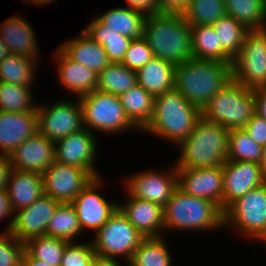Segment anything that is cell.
Returning a JSON list of instances; mask_svg holds the SVG:
<instances>
[{
    "label": "cell",
    "instance_id": "obj_26",
    "mask_svg": "<svg viewBox=\"0 0 266 266\" xmlns=\"http://www.w3.org/2000/svg\"><path fill=\"white\" fill-rule=\"evenodd\" d=\"M137 84L154 97L174 89L175 66L160 58H152L136 71Z\"/></svg>",
    "mask_w": 266,
    "mask_h": 266
},
{
    "label": "cell",
    "instance_id": "obj_33",
    "mask_svg": "<svg viewBox=\"0 0 266 266\" xmlns=\"http://www.w3.org/2000/svg\"><path fill=\"white\" fill-rule=\"evenodd\" d=\"M163 237L145 238L136 248L127 266H172V258Z\"/></svg>",
    "mask_w": 266,
    "mask_h": 266
},
{
    "label": "cell",
    "instance_id": "obj_29",
    "mask_svg": "<svg viewBox=\"0 0 266 266\" xmlns=\"http://www.w3.org/2000/svg\"><path fill=\"white\" fill-rule=\"evenodd\" d=\"M191 49L194 58L232 63L233 58L222 48L212 25L191 26Z\"/></svg>",
    "mask_w": 266,
    "mask_h": 266
},
{
    "label": "cell",
    "instance_id": "obj_49",
    "mask_svg": "<svg viewBox=\"0 0 266 266\" xmlns=\"http://www.w3.org/2000/svg\"><path fill=\"white\" fill-rule=\"evenodd\" d=\"M12 165L7 156L0 155V190H6Z\"/></svg>",
    "mask_w": 266,
    "mask_h": 266
},
{
    "label": "cell",
    "instance_id": "obj_53",
    "mask_svg": "<svg viewBox=\"0 0 266 266\" xmlns=\"http://www.w3.org/2000/svg\"><path fill=\"white\" fill-rule=\"evenodd\" d=\"M260 166H261L262 174L264 178L266 179V145L263 147V154H262Z\"/></svg>",
    "mask_w": 266,
    "mask_h": 266
},
{
    "label": "cell",
    "instance_id": "obj_28",
    "mask_svg": "<svg viewBox=\"0 0 266 266\" xmlns=\"http://www.w3.org/2000/svg\"><path fill=\"white\" fill-rule=\"evenodd\" d=\"M118 97L130 121L143 130L153 117L154 96L136 84Z\"/></svg>",
    "mask_w": 266,
    "mask_h": 266
},
{
    "label": "cell",
    "instance_id": "obj_8",
    "mask_svg": "<svg viewBox=\"0 0 266 266\" xmlns=\"http://www.w3.org/2000/svg\"><path fill=\"white\" fill-rule=\"evenodd\" d=\"M95 235L91 242L96 255L114 259L123 257L127 262L131 260L134 251L145 239L119 208Z\"/></svg>",
    "mask_w": 266,
    "mask_h": 266
},
{
    "label": "cell",
    "instance_id": "obj_19",
    "mask_svg": "<svg viewBox=\"0 0 266 266\" xmlns=\"http://www.w3.org/2000/svg\"><path fill=\"white\" fill-rule=\"evenodd\" d=\"M60 204L52 197L43 195L37 201L15 212L12 235L21 242L46 235V228Z\"/></svg>",
    "mask_w": 266,
    "mask_h": 266
},
{
    "label": "cell",
    "instance_id": "obj_45",
    "mask_svg": "<svg viewBox=\"0 0 266 266\" xmlns=\"http://www.w3.org/2000/svg\"><path fill=\"white\" fill-rule=\"evenodd\" d=\"M130 9L143 13L144 15H155L160 13L157 0H126Z\"/></svg>",
    "mask_w": 266,
    "mask_h": 266
},
{
    "label": "cell",
    "instance_id": "obj_35",
    "mask_svg": "<svg viewBox=\"0 0 266 266\" xmlns=\"http://www.w3.org/2000/svg\"><path fill=\"white\" fill-rule=\"evenodd\" d=\"M36 63V59L9 54L0 62V81L30 86L34 83Z\"/></svg>",
    "mask_w": 266,
    "mask_h": 266
},
{
    "label": "cell",
    "instance_id": "obj_51",
    "mask_svg": "<svg viewBox=\"0 0 266 266\" xmlns=\"http://www.w3.org/2000/svg\"><path fill=\"white\" fill-rule=\"evenodd\" d=\"M117 259L101 257L95 254V266H120Z\"/></svg>",
    "mask_w": 266,
    "mask_h": 266
},
{
    "label": "cell",
    "instance_id": "obj_1",
    "mask_svg": "<svg viewBox=\"0 0 266 266\" xmlns=\"http://www.w3.org/2000/svg\"><path fill=\"white\" fill-rule=\"evenodd\" d=\"M232 63L191 58L175 66L174 88L201 111L232 80Z\"/></svg>",
    "mask_w": 266,
    "mask_h": 266
},
{
    "label": "cell",
    "instance_id": "obj_13",
    "mask_svg": "<svg viewBox=\"0 0 266 266\" xmlns=\"http://www.w3.org/2000/svg\"><path fill=\"white\" fill-rule=\"evenodd\" d=\"M102 178H93L88 185L73 199L74 206L82 233L85 229H94L96 233L118 209V202H107L100 195L99 188L102 186Z\"/></svg>",
    "mask_w": 266,
    "mask_h": 266
},
{
    "label": "cell",
    "instance_id": "obj_52",
    "mask_svg": "<svg viewBox=\"0 0 266 266\" xmlns=\"http://www.w3.org/2000/svg\"><path fill=\"white\" fill-rule=\"evenodd\" d=\"M9 54L10 53L8 51L7 45L0 37V62Z\"/></svg>",
    "mask_w": 266,
    "mask_h": 266
},
{
    "label": "cell",
    "instance_id": "obj_10",
    "mask_svg": "<svg viewBox=\"0 0 266 266\" xmlns=\"http://www.w3.org/2000/svg\"><path fill=\"white\" fill-rule=\"evenodd\" d=\"M226 225L254 240L266 234V182L238 198L224 211Z\"/></svg>",
    "mask_w": 266,
    "mask_h": 266
},
{
    "label": "cell",
    "instance_id": "obj_2",
    "mask_svg": "<svg viewBox=\"0 0 266 266\" xmlns=\"http://www.w3.org/2000/svg\"><path fill=\"white\" fill-rule=\"evenodd\" d=\"M143 38L154 57L173 64H182L193 58L191 25L182 13H158L145 20Z\"/></svg>",
    "mask_w": 266,
    "mask_h": 266
},
{
    "label": "cell",
    "instance_id": "obj_22",
    "mask_svg": "<svg viewBox=\"0 0 266 266\" xmlns=\"http://www.w3.org/2000/svg\"><path fill=\"white\" fill-rule=\"evenodd\" d=\"M58 48L55 59L59 63L57 76H59L61 86L66 88V91L75 93L76 98L96 90L98 74L72 60L60 47Z\"/></svg>",
    "mask_w": 266,
    "mask_h": 266
},
{
    "label": "cell",
    "instance_id": "obj_4",
    "mask_svg": "<svg viewBox=\"0 0 266 266\" xmlns=\"http://www.w3.org/2000/svg\"><path fill=\"white\" fill-rule=\"evenodd\" d=\"M201 116V110L174 88L154 97L153 117L142 131L178 145Z\"/></svg>",
    "mask_w": 266,
    "mask_h": 266
},
{
    "label": "cell",
    "instance_id": "obj_55",
    "mask_svg": "<svg viewBox=\"0 0 266 266\" xmlns=\"http://www.w3.org/2000/svg\"><path fill=\"white\" fill-rule=\"evenodd\" d=\"M260 241H264V243H266V234L260 239Z\"/></svg>",
    "mask_w": 266,
    "mask_h": 266
},
{
    "label": "cell",
    "instance_id": "obj_46",
    "mask_svg": "<svg viewBox=\"0 0 266 266\" xmlns=\"http://www.w3.org/2000/svg\"><path fill=\"white\" fill-rule=\"evenodd\" d=\"M14 210L12 209L11 202L7 190H0V221L5 219L6 217L9 218L12 216V220L10 221L9 225H7V229L5 232H11L13 223H14Z\"/></svg>",
    "mask_w": 266,
    "mask_h": 266
},
{
    "label": "cell",
    "instance_id": "obj_6",
    "mask_svg": "<svg viewBox=\"0 0 266 266\" xmlns=\"http://www.w3.org/2000/svg\"><path fill=\"white\" fill-rule=\"evenodd\" d=\"M201 112L205 119L228 130L244 128L255 114L252 89L232 79L210 99Z\"/></svg>",
    "mask_w": 266,
    "mask_h": 266
},
{
    "label": "cell",
    "instance_id": "obj_38",
    "mask_svg": "<svg viewBox=\"0 0 266 266\" xmlns=\"http://www.w3.org/2000/svg\"><path fill=\"white\" fill-rule=\"evenodd\" d=\"M191 25H213L226 14L224 0H189L182 13Z\"/></svg>",
    "mask_w": 266,
    "mask_h": 266
},
{
    "label": "cell",
    "instance_id": "obj_44",
    "mask_svg": "<svg viewBox=\"0 0 266 266\" xmlns=\"http://www.w3.org/2000/svg\"><path fill=\"white\" fill-rule=\"evenodd\" d=\"M249 137L261 147L266 145V120L254 114L243 128Z\"/></svg>",
    "mask_w": 266,
    "mask_h": 266
},
{
    "label": "cell",
    "instance_id": "obj_17",
    "mask_svg": "<svg viewBox=\"0 0 266 266\" xmlns=\"http://www.w3.org/2000/svg\"><path fill=\"white\" fill-rule=\"evenodd\" d=\"M223 211L247 192L266 182L258 163L229 161L222 165Z\"/></svg>",
    "mask_w": 266,
    "mask_h": 266
},
{
    "label": "cell",
    "instance_id": "obj_54",
    "mask_svg": "<svg viewBox=\"0 0 266 266\" xmlns=\"http://www.w3.org/2000/svg\"><path fill=\"white\" fill-rule=\"evenodd\" d=\"M29 4V2H31V4H36V5H46V4H50L51 2H54L55 0H26Z\"/></svg>",
    "mask_w": 266,
    "mask_h": 266
},
{
    "label": "cell",
    "instance_id": "obj_5",
    "mask_svg": "<svg viewBox=\"0 0 266 266\" xmlns=\"http://www.w3.org/2000/svg\"><path fill=\"white\" fill-rule=\"evenodd\" d=\"M164 229L209 230L224 227V211L214 202L186 194L179 187L163 207Z\"/></svg>",
    "mask_w": 266,
    "mask_h": 266
},
{
    "label": "cell",
    "instance_id": "obj_31",
    "mask_svg": "<svg viewBox=\"0 0 266 266\" xmlns=\"http://www.w3.org/2000/svg\"><path fill=\"white\" fill-rule=\"evenodd\" d=\"M224 1L226 14L238 20L248 30L266 29V0Z\"/></svg>",
    "mask_w": 266,
    "mask_h": 266
},
{
    "label": "cell",
    "instance_id": "obj_3",
    "mask_svg": "<svg viewBox=\"0 0 266 266\" xmlns=\"http://www.w3.org/2000/svg\"><path fill=\"white\" fill-rule=\"evenodd\" d=\"M229 130L201 116L179 146L176 168L222 166L227 161ZM182 148V149H181Z\"/></svg>",
    "mask_w": 266,
    "mask_h": 266
},
{
    "label": "cell",
    "instance_id": "obj_20",
    "mask_svg": "<svg viewBox=\"0 0 266 266\" xmlns=\"http://www.w3.org/2000/svg\"><path fill=\"white\" fill-rule=\"evenodd\" d=\"M37 132V111H0V155L9 157L24 140Z\"/></svg>",
    "mask_w": 266,
    "mask_h": 266
},
{
    "label": "cell",
    "instance_id": "obj_24",
    "mask_svg": "<svg viewBox=\"0 0 266 266\" xmlns=\"http://www.w3.org/2000/svg\"><path fill=\"white\" fill-rule=\"evenodd\" d=\"M7 193L14 212L28 207L44 195L42 174L12 169L8 178Z\"/></svg>",
    "mask_w": 266,
    "mask_h": 266
},
{
    "label": "cell",
    "instance_id": "obj_32",
    "mask_svg": "<svg viewBox=\"0 0 266 266\" xmlns=\"http://www.w3.org/2000/svg\"><path fill=\"white\" fill-rule=\"evenodd\" d=\"M137 84V73L122 63H110L97 78L96 90L119 96Z\"/></svg>",
    "mask_w": 266,
    "mask_h": 266
},
{
    "label": "cell",
    "instance_id": "obj_43",
    "mask_svg": "<svg viewBox=\"0 0 266 266\" xmlns=\"http://www.w3.org/2000/svg\"><path fill=\"white\" fill-rule=\"evenodd\" d=\"M152 58H154V55L146 40L143 37L136 38L130 43L122 64L131 70L137 71Z\"/></svg>",
    "mask_w": 266,
    "mask_h": 266
},
{
    "label": "cell",
    "instance_id": "obj_48",
    "mask_svg": "<svg viewBox=\"0 0 266 266\" xmlns=\"http://www.w3.org/2000/svg\"><path fill=\"white\" fill-rule=\"evenodd\" d=\"M252 92L255 103V114L266 120V87L253 89Z\"/></svg>",
    "mask_w": 266,
    "mask_h": 266
},
{
    "label": "cell",
    "instance_id": "obj_42",
    "mask_svg": "<svg viewBox=\"0 0 266 266\" xmlns=\"http://www.w3.org/2000/svg\"><path fill=\"white\" fill-rule=\"evenodd\" d=\"M24 242L17 240L11 232L0 234V266H22Z\"/></svg>",
    "mask_w": 266,
    "mask_h": 266
},
{
    "label": "cell",
    "instance_id": "obj_14",
    "mask_svg": "<svg viewBox=\"0 0 266 266\" xmlns=\"http://www.w3.org/2000/svg\"><path fill=\"white\" fill-rule=\"evenodd\" d=\"M165 174L156 170L139 172L127 180V193L164 207L178 188V174L175 164ZM161 173V174H160Z\"/></svg>",
    "mask_w": 266,
    "mask_h": 266
},
{
    "label": "cell",
    "instance_id": "obj_23",
    "mask_svg": "<svg viewBox=\"0 0 266 266\" xmlns=\"http://www.w3.org/2000/svg\"><path fill=\"white\" fill-rule=\"evenodd\" d=\"M0 37L10 54L36 59L39 56L36 34L26 19L11 16L0 27Z\"/></svg>",
    "mask_w": 266,
    "mask_h": 266
},
{
    "label": "cell",
    "instance_id": "obj_41",
    "mask_svg": "<svg viewBox=\"0 0 266 266\" xmlns=\"http://www.w3.org/2000/svg\"><path fill=\"white\" fill-rule=\"evenodd\" d=\"M75 242V243H74ZM60 266H95V252L92 242H69L66 245Z\"/></svg>",
    "mask_w": 266,
    "mask_h": 266
},
{
    "label": "cell",
    "instance_id": "obj_34",
    "mask_svg": "<svg viewBox=\"0 0 266 266\" xmlns=\"http://www.w3.org/2000/svg\"><path fill=\"white\" fill-rule=\"evenodd\" d=\"M81 233L74 206L71 203H60L48 222L46 235L73 242Z\"/></svg>",
    "mask_w": 266,
    "mask_h": 266
},
{
    "label": "cell",
    "instance_id": "obj_7",
    "mask_svg": "<svg viewBox=\"0 0 266 266\" xmlns=\"http://www.w3.org/2000/svg\"><path fill=\"white\" fill-rule=\"evenodd\" d=\"M83 110V126L93 133H119L138 129L125 114L119 97L99 90L79 97Z\"/></svg>",
    "mask_w": 266,
    "mask_h": 266
},
{
    "label": "cell",
    "instance_id": "obj_9",
    "mask_svg": "<svg viewBox=\"0 0 266 266\" xmlns=\"http://www.w3.org/2000/svg\"><path fill=\"white\" fill-rule=\"evenodd\" d=\"M231 65L237 83L252 90L266 87V29L246 33Z\"/></svg>",
    "mask_w": 266,
    "mask_h": 266
},
{
    "label": "cell",
    "instance_id": "obj_50",
    "mask_svg": "<svg viewBox=\"0 0 266 266\" xmlns=\"http://www.w3.org/2000/svg\"><path fill=\"white\" fill-rule=\"evenodd\" d=\"M22 266H53L45 263L42 260L30 257L25 251L22 256Z\"/></svg>",
    "mask_w": 266,
    "mask_h": 266
},
{
    "label": "cell",
    "instance_id": "obj_27",
    "mask_svg": "<svg viewBox=\"0 0 266 266\" xmlns=\"http://www.w3.org/2000/svg\"><path fill=\"white\" fill-rule=\"evenodd\" d=\"M83 31L92 40L103 46L110 63H122L125 53L129 48L132 38L104 25L97 17L91 20Z\"/></svg>",
    "mask_w": 266,
    "mask_h": 266
},
{
    "label": "cell",
    "instance_id": "obj_47",
    "mask_svg": "<svg viewBox=\"0 0 266 266\" xmlns=\"http://www.w3.org/2000/svg\"><path fill=\"white\" fill-rule=\"evenodd\" d=\"M160 13H183L189 0H157Z\"/></svg>",
    "mask_w": 266,
    "mask_h": 266
},
{
    "label": "cell",
    "instance_id": "obj_25",
    "mask_svg": "<svg viewBox=\"0 0 266 266\" xmlns=\"http://www.w3.org/2000/svg\"><path fill=\"white\" fill-rule=\"evenodd\" d=\"M72 60L99 74L110 62L106 52L96 41L92 40L83 30L68 42L59 46Z\"/></svg>",
    "mask_w": 266,
    "mask_h": 266
},
{
    "label": "cell",
    "instance_id": "obj_37",
    "mask_svg": "<svg viewBox=\"0 0 266 266\" xmlns=\"http://www.w3.org/2000/svg\"><path fill=\"white\" fill-rule=\"evenodd\" d=\"M262 154L263 147L255 143L243 128L229 130L227 160L260 164Z\"/></svg>",
    "mask_w": 266,
    "mask_h": 266
},
{
    "label": "cell",
    "instance_id": "obj_11",
    "mask_svg": "<svg viewBox=\"0 0 266 266\" xmlns=\"http://www.w3.org/2000/svg\"><path fill=\"white\" fill-rule=\"evenodd\" d=\"M38 132L57 142L84 129L83 110L79 98L75 103L59 101L52 106L37 105Z\"/></svg>",
    "mask_w": 266,
    "mask_h": 266
},
{
    "label": "cell",
    "instance_id": "obj_36",
    "mask_svg": "<svg viewBox=\"0 0 266 266\" xmlns=\"http://www.w3.org/2000/svg\"><path fill=\"white\" fill-rule=\"evenodd\" d=\"M69 241L52 236H38L24 243V251L32 258L53 266H60L63 253Z\"/></svg>",
    "mask_w": 266,
    "mask_h": 266
},
{
    "label": "cell",
    "instance_id": "obj_12",
    "mask_svg": "<svg viewBox=\"0 0 266 266\" xmlns=\"http://www.w3.org/2000/svg\"><path fill=\"white\" fill-rule=\"evenodd\" d=\"M43 176L44 194L60 203H71L93 177L80 167L55 161Z\"/></svg>",
    "mask_w": 266,
    "mask_h": 266
},
{
    "label": "cell",
    "instance_id": "obj_16",
    "mask_svg": "<svg viewBox=\"0 0 266 266\" xmlns=\"http://www.w3.org/2000/svg\"><path fill=\"white\" fill-rule=\"evenodd\" d=\"M95 134L86 128L55 143L56 161L85 169L93 178L101 177L95 169L97 155Z\"/></svg>",
    "mask_w": 266,
    "mask_h": 266
},
{
    "label": "cell",
    "instance_id": "obj_15",
    "mask_svg": "<svg viewBox=\"0 0 266 266\" xmlns=\"http://www.w3.org/2000/svg\"><path fill=\"white\" fill-rule=\"evenodd\" d=\"M178 187L186 194L216 203L223 210L222 166L176 168Z\"/></svg>",
    "mask_w": 266,
    "mask_h": 266
},
{
    "label": "cell",
    "instance_id": "obj_18",
    "mask_svg": "<svg viewBox=\"0 0 266 266\" xmlns=\"http://www.w3.org/2000/svg\"><path fill=\"white\" fill-rule=\"evenodd\" d=\"M12 169L43 174L56 161L55 142L37 132L24 140L9 156Z\"/></svg>",
    "mask_w": 266,
    "mask_h": 266
},
{
    "label": "cell",
    "instance_id": "obj_30",
    "mask_svg": "<svg viewBox=\"0 0 266 266\" xmlns=\"http://www.w3.org/2000/svg\"><path fill=\"white\" fill-rule=\"evenodd\" d=\"M146 15L129 7L111 8L97 18L117 33L131 37L142 38Z\"/></svg>",
    "mask_w": 266,
    "mask_h": 266
},
{
    "label": "cell",
    "instance_id": "obj_39",
    "mask_svg": "<svg viewBox=\"0 0 266 266\" xmlns=\"http://www.w3.org/2000/svg\"><path fill=\"white\" fill-rule=\"evenodd\" d=\"M31 86H22L0 81V111H36L37 105L32 98Z\"/></svg>",
    "mask_w": 266,
    "mask_h": 266
},
{
    "label": "cell",
    "instance_id": "obj_21",
    "mask_svg": "<svg viewBox=\"0 0 266 266\" xmlns=\"http://www.w3.org/2000/svg\"><path fill=\"white\" fill-rule=\"evenodd\" d=\"M124 204L118 202V208L128 221L145 237H163V207L148 200L135 198L130 194Z\"/></svg>",
    "mask_w": 266,
    "mask_h": 266
},
{
    "label": "cell",
    "instance_id": "obj_40",
    "mask_svg": "<svg viewBox=\"0 0 266 266\" xmlns=\"http://www.w3.org/2000/svg\"><path fill=\"white\" fill-rule=\"evenodd\" d=\"M212 26L218 34L222 48L234 58L239 53L243 39L249 30L238 20L228 15L220 18Z\"/></svg>",
    "mask_w": 266,
    "mask_h": 266
}]
</instances>
